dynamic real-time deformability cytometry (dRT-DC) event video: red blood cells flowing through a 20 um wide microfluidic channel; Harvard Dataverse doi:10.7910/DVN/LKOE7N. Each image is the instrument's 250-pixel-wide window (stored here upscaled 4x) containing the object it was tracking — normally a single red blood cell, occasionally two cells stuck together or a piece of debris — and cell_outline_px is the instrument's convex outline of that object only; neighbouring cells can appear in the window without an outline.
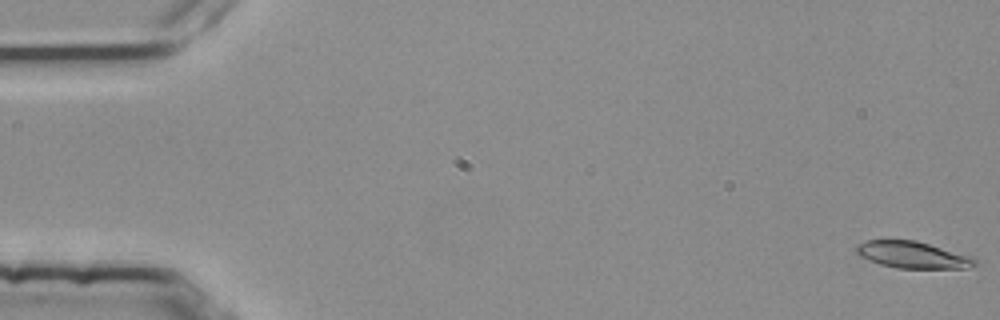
{"species": "common noctule bat (a hibernating species)", "species_latin": "Nyctalus noctula", "temperature_condition": "room temperature", "stored_images_in_passage": 5, "camera_frame_rate_fps": 3000, "um_per_image_px": 0.085, "animal": {"sex": "female", "body_mass_g": 25.1}, "frame": {"image": 1, "passage_image": 1, "time_ms": 0.0, "image_size_px": [1000, 320], "cell_outline_px": [[976, 264], [964, 268], [896, 268], [880, 264], [856, 256], [852, 248], [856, 244], [868, 240], [916, 240], [976, 256]], "centroid_in_image_um": [77.53, 21.65], "position_along_channel_um": 7.5, "area_um2": 19.02}}